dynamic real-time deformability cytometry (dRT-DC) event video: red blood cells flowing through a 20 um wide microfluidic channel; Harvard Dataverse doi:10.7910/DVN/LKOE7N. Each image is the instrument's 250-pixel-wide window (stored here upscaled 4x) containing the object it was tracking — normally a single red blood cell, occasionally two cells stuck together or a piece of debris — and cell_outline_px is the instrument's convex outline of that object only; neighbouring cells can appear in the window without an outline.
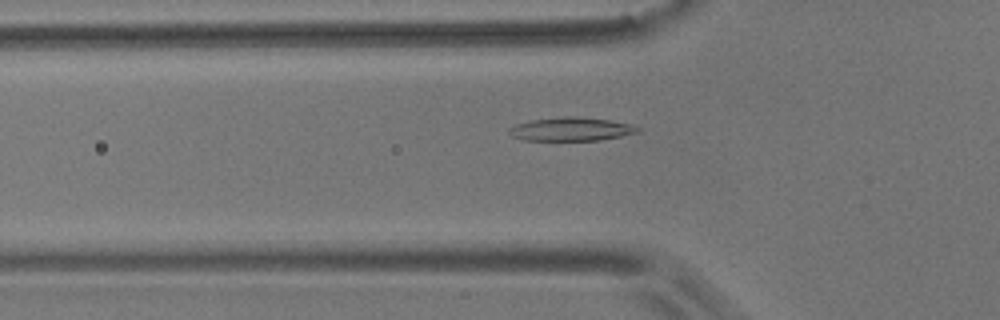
{"species": "common noctule bat (a hibernating species)", "species_latin": "Nyctalus noctula", "temperature_condition": "room temperature", "stored_images_in_passage": 51, "camera_frame_rate_fps": 3000, "um_per_image_px": 0.085, "animal": {"sex": "male", "body_mass_g": 17.9}, "frame": {"image": 1, "passage_image": 13, "time_ms": 4.0, "image_size_px": [1000, 320], "cell_outline_px": [[640, 132], [600, 140], [524, 140], [512, 136], [508, 132], [508, 128], [516, 124], [532, 120], [564, 116], [580, 116], [612, 120], [632, 124], [640, 128]], "centroid_in_image_um": [48.57, 10.96], "position_along_channel_um": 77.2, "area_um2": 17.74}}
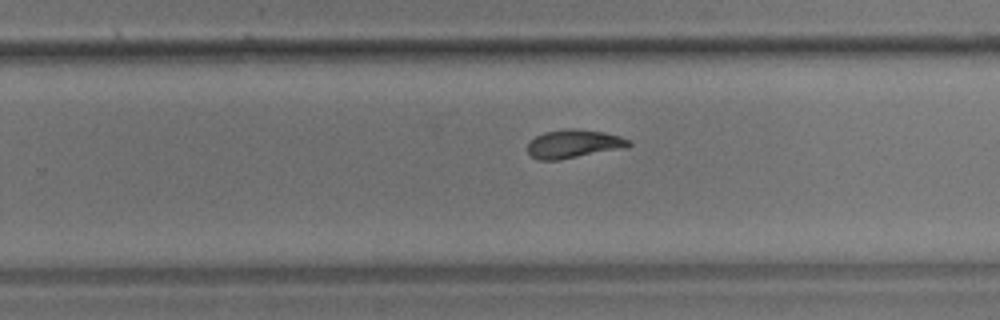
{"frame": {"image": 2, "passage_image": 30, "time_ms": 9.667, "image_size_px": [1000, 320], "cell_outline_px": [[632, 144], [628, 148], [560, 160], [540, 160], [532, 156], [528, 152], [528, 144], [536, 136], [544, 132], [564, 128], [576, 128], [604, 132], [620, 136], [628, 140]], "centroid_in_image_um": [48.8, 12.23], "position_along_channel_um": 281.0, "area_um2": 16.99}}
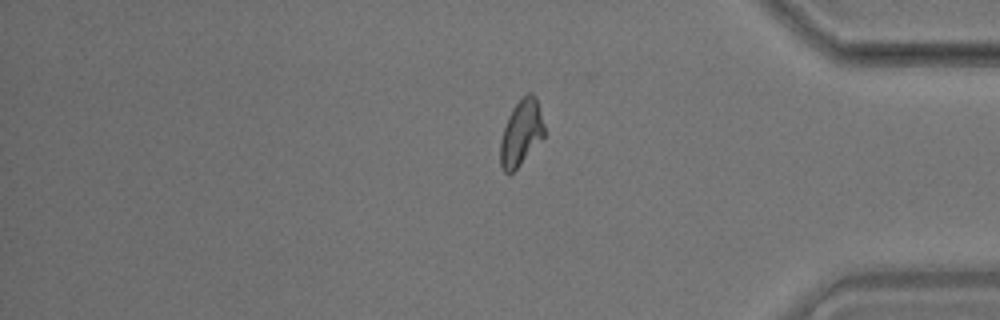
{"frame": {"image": 3, "passage_image": 41, "time_ms": 13.333, "image_size_px": [1000, 320], "cell_outline_px": [[544, 136], [520, 164], [512, 172], [504, 172], [500, 164], [500, 140], [508, 116], [512, 108], [528, 92], [532, 92], [536, 96], [544, 124]], "centroid_in_image_um": [44.29, 11.26], "position_along_channel_um": 390.9, "area_um2": 16.59}, "authors_computed_cell_mechanics": {"area_um2": 16.8198, "velocity_mm_per_s": 3.5888, "shape_relaxation_time_tau1_ms": 5.3784, "shape_relaxation_time_tau2_ms": 2.3523, "deformation_change_tau1": 0.1596, "deformation_change_tau2": 0.071}}